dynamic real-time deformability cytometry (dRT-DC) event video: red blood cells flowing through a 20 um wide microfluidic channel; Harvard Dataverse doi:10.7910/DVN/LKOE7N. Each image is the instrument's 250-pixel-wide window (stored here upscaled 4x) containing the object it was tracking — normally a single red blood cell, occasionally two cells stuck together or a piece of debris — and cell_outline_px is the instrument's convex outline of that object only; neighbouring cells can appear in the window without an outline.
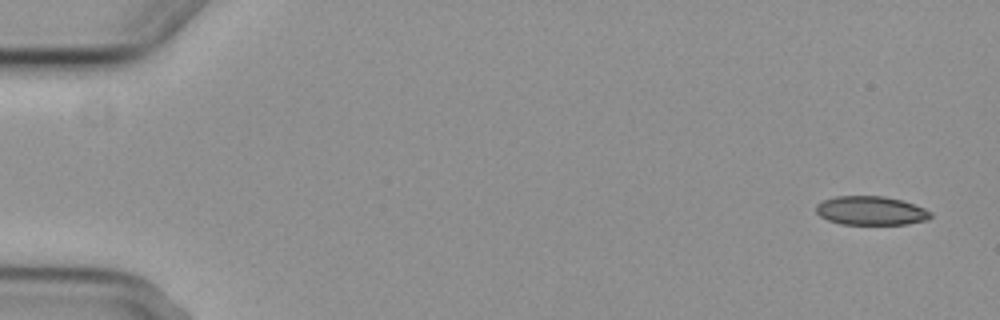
{"species": "common noctule bat (a hibernating species)", "species_latin": "Nyctalus noctula", "temperature_condition": "cold", "stored_images_in_passage": 5, "camera_frame_rate_fps": 3000, "um_per_image_px": 0.085, "animal": {"sex": "female", "body_mass_g": 29.2, "forearm_length_mm": 56.3}, "frame": {"image": 1, "passage_image": 1, "time_ms": 0.0, "image_size_px": [1000, 320], "cell_outline_px": [[932, 216], [928, 220], [908, 224], [840, 224], [828, 220], [820, 216], [816, 212], [816, 204], [824, 200], [836, 196], [884, 196], [900, 200], [924, 208], [932, 212]], "centroid_in_image_um": [74.03, 17.91], "position_along_channel_um": 11.0, "area_um2": 19.25}}